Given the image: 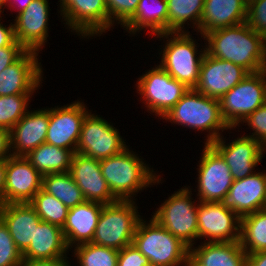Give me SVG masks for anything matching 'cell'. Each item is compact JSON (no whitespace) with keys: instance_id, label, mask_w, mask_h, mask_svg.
<instances>
[{"instance_id":"60d3db41","label":"cell","mask_w":266,"mask_h":266,"mask_svg":"<svg viewBox=\"0 0 266 266\" xmlns=\"http://www.w3.org/2000/svg\"><path fill=\"white\" fill-rule=\"evenodd\" d=\"M26 51L22 45L0 47V73L16 62Z\"/></svg>"},{"instance_id":"ab89813d","label":"cell","mask_w":266,"mask_h":266,"mask_svg":"<svg viewBox=\"0 0 266 266\" xmlns=\"http://www.w3.org/2000/svg\"><path fill=\"white\" fill-rule=\"evenodd\" d=\"M117 266H151L149 260L130 244L119 250Z\"/></svg>"},{"instance_id":"2e32d148","label":"cell","mask_w":266,"mask_h":266,"mask_svg":"<svg viewBox=\"0 0 266 266\" xmlns=\"http://www.w3.org/2000/svg\"><path fill=\"white\" fill-rule=\"evenodd\" d=\"M223 137L213 141L211 145L225 160L234 180L243 179L256 172L255 167L265 157L266 148L259 141L248 136L237 137L231 140V143H226Z\"/></svg>"},{"instance_id":"6da1fadb","label":"cell","mask_w":266,"mask_h":266,"mask_svg":"<svg viewBox=\"0 0 266 266\" xmlns=\"http://www.w3.org/2000/svg\"><path fill=\"white\" fill-rule=\"evenodd\" d=\"M206 53L255 73L266 69V39L246 22L206 33Z\"/></svg>"},{"instance_id":"5bb4252c","label":"cell","mask_w":266,"mask_h":266,"mask_svg":"<svg viewBox=\"0 0 266 266\" xmlns=\"http://www.w3.org/2000/svg\"><path fill=\"white\" fill-rule=\"evenodd\" d=\"M81 101L49 108V124L45 143L76 153L82 123L89 113Z\"/></svg>"},{"instance_id":"c3c4849f","label":"cell","mask_w":266,"mask_h":266,"mask_svg":"<svg viewBox=\"0 0 266 266\" xmlns=\"http://www.w3.org/2000/svg\"><path fill=\"white\" fill-rule=\"evenodd\" d=\"M6 5H7V0H0V14L1 13H4L3 11H2V8L5 6L6 7Z\"/></svg>"},{"instance_id":"ba28073f","label":"cell","mask_w":266,"mask_h":266,"mask_svg":"<svg viewBox=\"0 0 266 266\" xmlns=\"http://www.w3.org/2000/svg\"><path fill=\"white\" fill-rule=\"evenodd\" d=\"M221 115L233 130L266 103V69L249 73L220 100Z\"/></svg>"},{"instance_id":"b9f144b4","label":"cell","mask_w":266,"mask_h":266,"mask_svg":"<svg viewBox=\"0 0 266 266\" xmlns=\"http://www.w3.org/2000/svg\"><path fill=\"white\" fill-rule=\"evenodd\" d=\"M2 17L3 16H1L0 14V47H6L9 45H21L15 39L13 24L10 23L8 27H6V25L4 26L1 22Z\"/></svg>"},{"instance_id":"8fae6325","label":"cell","mask_w":266,"mask_h":266,"mask_svg":"<svg viewBox=\"0 0 266 266\" xmlns=\"http://www.w3.org/2000/svg\"><path fill=\"white\" fill-rule=\"evenodd\" d=\"M197 168V199L200 202H221L234 181L221 154L205 144Z\"/></svg>"},{"instance_id":"7dc6e473","label":"cell","mask_w":266,"mask_h":266,"mask_svg":"<svg viewBox=\"0 0 266 266\" xmlns=\"http://www.w3.org/2000/svg\"><path fill=\"white\" fill-rule=\"evenodd\" d=\"M32 1L33 0H7V7L8 9H13V11L15 8H17V14H19L24 11ZM15 5H17V7Z\"/></svg>"},{"instance_id":"603a6c76","label":"cell","mask_w":266,"mask_h":266,"mask_svg":"<svg viewBox=\"0 0 266 266\" xmlns=\"http://www.w3.org/2000/svg\"><path fill=\"white\" fill-rule=\"evenodd\" d=\"M102 208V203L94 201H85L69 208L66 223L62 228L69 249L92 242Z\"/></svg>"},{"instance_id":"d6986e66","label":"cell","mask_w":266,"mask_h":266,"mask_svg":"<svg viewBox=\"0 0 266 266\" xmlns=\"http://www.w3.org/2000/svg\"><path fill=\"white\" fill-rule=\"evenodd\" d=\"M43 175L25 158H7L5 180V204L30 203L34 195L42 189Z\"/></svg>"},{"instance_id":"4316f807","label":"cell","mask_w":266,"mask_h":266,"mask_svg":"<svg viewBox=\"0 0 266 266\" xmlns=\"http://www.w3.org/2000/svg\"><path fill=\"white\" fill-rule=\"evenodd\" d=\"M67 246L61 227L41 220L35 228L34 238L22 253L23 260H49L68 258Z\"/></svg>"},{"instance_id":"9c48e42d","label":"cell","mask_w":266,"mask_h":266,"mask_svg":"<svg viewBox=\"0 0 266 266\" xmlns=\"http://www.w3.org/2000/svg\"><path fill=\"white\" fill-rule=\"evenodd\" d=\"M143 73L136 83L147 111L163 118L189 90L183 83L174 79L159 64ZM139 91V92H138Z\"/></svg>"},{"instance_id":"d590c367","label":"cell","mask_w":266,"mask_h":266,"mask_svg":"<svg viewBox=\"0 0 266 266\" xmlns=\"http://www.w3.org/2000/svg\"><path fill=\"white\" fill-rule=\"evenodd\" d=\"M22 253L18 250L8 227L0 219V266H20Z\"/></svg>"},{"instance_id":"8992f818","label":"cell","mask_w":266,"mask_h":266,"mask_svg":"<svg viewBox=\"0 0 266 266\" xmlns=\"http://www.w3.org/2000/svg\"><path fill=\"white\" fill-rule=\"evenodd\" d=\"M137 209L134 200H117L103 204L91 243L115 250L132 244L141 219Z\"/></svg>"},{"instance_id":"7402d4cb","label":"cell","mask_w":266,"mask_h":266,"mask_svg":"<svg viewBox=\"0 0 266 266\" xmlns=\"http://www.w3.org/2000/svg\"><path fill=\"white\" fill-rule=\"evenodd\" d=\"M49 124V108L28 111L9 130L12 156H26L46 141Z\"/></svg>"},{"instance_id":"4dcf8cb0","label":"cell","mask_w":266,"mask_h":266,"mask_svg":"<svg viewBox=\"0 0 266 266\" xmlns=\"http://www.w3.org/2000/svg\"><path fill=\"white\" fill-rule=\"evenodd\" d=\"M42 189L72 208L86 201L69 172L46 174L42 177Z\"/></svg>"},{"instance_id":"cb8c5ba5","label":"cell","mask_w":266,"mask_h":266,"mask_svg":"<svg viewBox=\"0 0 266 266\" xmlns=\"http://www.w3.org/2000/svg\"><path fill=\"white\" fill-rule=\"evenodd\" d=\"M0 219L8 227L18 250L23 253L34 238L41 218L30 203H8L0 207Z\"/></svg>"},{"instance_id":"ffe728a7","label":"cell","mask_w":266,"mask_h":266,"mask_svg":"<svg viewBox=\"0 0 266 266\" xmlns=\"http://www.w3.org/2000/svg\"><path fill=\"white\" fill-rule=\"evenodd\" d=\"M221 203L240 218L266 209V172H254L243 179L234 180Z\"/></svg>"},{"instance_id":"8d00e7d4","label":"cell","mask_w":266,"mask_h":266,"mask_svg":"<svg viewBox=\"0 0 266 266\" xmlns=\"http://www.w3.org/2000/svg\"><path fill=\"white\" fill-rule=\"evenodd\" d=\"M139 1L140 0H106L108 9V31H110L109 29L112 28L114 24L123 26L135 14Z\"/></svg>"},{"instance_id":"e575fe53","label":"cell","mask_w":266,"mask_h":266,"mask_svg":"<svg viewBox=\"0 0 266 266\" xmlns=\"http://www.w3.org/2000/svg\"><path fill=\"white\" fill-rule=\"evenodd\" d=\"M32 95L0 96V127L10 130L29 111Z\"/></svg>"},{"instance_id":"44dd1931","label":"cell","mask_w":266,"mask_h":266,"mask_svg":"<svg viewBox=\"0 0 266 266\" xmlns=\"http://www.w3.org/2000/svg\"><path fill=\"white\" fill-rule=\"evenodd\" d=\"M69 173L86 201L109 204L118 199L110 191L100 168V160L74 153Z\"/></svg>"},{"instance_id":"836d02e7","label":"cell","mask_w":266,"mask_h":266,"mask_svg":"<svg viewBox=\"0 0 266 266\" xmlns=\"http://www.w3.org/2000/svg\"><path fill=\"white\" fill-rule=\"evenodd\" d=\"M74 255L79 266H117L119 250L93 243L74 247Z\"/></svg>"},{"instance_id":"52a82bcc","label":"cell","mask_w":266,"mask_h":266,"mask_svg":"<svg viewBox=\"0 0 266 266\" xmlns=\"http://www.w3.org/2000/svg\"><path fill=\"white\" fill-rule=\"evenodd\" d=\"M184 187L161 203L152 218L191 248L198 240V204L195 203L200 201H192L193 189Z\"/></svg>"},{"instance_id":"ee69618b","label":"cell","mask_w":266,"mask_h":266,"mask_svg":"<svg viewBox=\"0 0 266 266\" xmlns=\"http://www.w3.org/2000/svg\"><path fill=\"white\" fill-rule=\"evenodd\" d=\"M11 156L9 130L0 127V160Z\"/></svg>"},{"instance_id":"4fadbf2b","label":"cell","mask_w":266,"mask_h":266,"mask_svg":"<svg viewBox=\"0 0 266 266\" xmlns=\"http://www.w3.org/2000/svg\"><path fill=\"white\" fill-rule=\"evenodd\" d=\"M198 239L204 242H237L241 218L221 202H198Z\"/></svg>"},{"instance_id":"484cf974","label":"cell","mask_w":266,"mask_h":266,"mask_svg":"<svg viewBox=\"0 0 266 266\" xmlns=\"http://www.w3.org/2000/svg\"><path fill=\"white\" fill-rule=\"evenodd\" d=\"M203 243V244H202ZM247 253L237 242H201L190 248L189 266H246Z\"/></svg>"},{"instance_id":"f6af8a7d","label":"cell","mask_w":266,"mask_h":266,"mask_svg":"<svg viewBox=\"0 0 266 266\" xmlns=\"http://www.w3.org/2000/svg\"><path fill=\"white\" fill-rule=\"evenodd\" d=\"M246 266H266V251L247 254Z\"/></svg>"},{"instance_id":"1f68e13d","label":"cell","mask_w":266,"mask_h":266,"mask_svg":"<svg viewBox=\"0 0 266 266\" xmlns=\"http://www.w3.org/2000/svg\"><path fill=\"white\" fill-rule=\"evenodd\" d=\"M239 241L247 254L266 251V209L241 218Z\"/></svg>"},{"instance_id":"d4e9b609","label":"cell","mask_w":266,"mask_h":266,"mask_svg":"<svg viewBox=\"0 0 266 266\" xmlns=\"http://www.w3.org/2000/svg\"><path fill=\"white\" fill-rule=\"evenodd\" d=\"M247 0H205L197 33L201 38L213 30L245 23Z\"/></svg>"},{"instance_id":"277c9868","label":"cell","mask_w":266,"mask_h":266,"mask_svg":"<svg viewBox=\"0 0 266 266\" xmlns=\"http://www.w3.org/2000/svg\"><path fill=\"white\" fill-rule=\"evenodd\" d=\"M155 38L167 39L165 46L162 47L164 49H161L159 53L162 55L159 58L161 59L159 65L188 89H194L199 81L200 68L206 48L203 50L201 48L199 51L200 45L192 39L193 37L188 30L186 32H165L156 35Z\"/></svg>"},{"instance_id":"7bdbcfd3","label":"cell","mask_w":266,"mask_h":266,"mask_svg":"<svg viewBox=\"0 0 266 266\" xmlns=\"http://www.w3.org/2000/svg\"><path fill=\"white\" fill-rule=\"evenodd\" d=\"M20 266H71L67 258L49 260H23Z\"/></svg>"},{"instance_id":"f1b7e54d","label":"cell","mask_w":266,"mask_h":266,"mask_svg":"<svg viewBox=\"0 0 266 266\" xmlns=\"http://www.w3.org/2000/svg\"><path fill=\"white\" fill-rule=\"evenodd\" d=\"M73 155L72 150L43 143L30 151L25 158L44 176L69 172Z\"/></svg>"},{"instance_id":"3957f363","label":"cell","mask_w":266,"mask_h":266,"mask_svg":"<svg viewBox=\"0 0 266 266\" xmlns=\"http://www.w3.org/2000/svg\"><path fill=\"white\" fill-rule=\"evenodd\" d=\"M162 119L198 132L207 131L205 144L219 139L224 130H231L221 115L219 99L205 96L195 89H189Z\"/></svg>"},{"instance_id":"ac0fdd59","label":"cell","mask_w":266,"mask_h":266,"mask_svg":"<svg viewBox=\"0 0 266 266\" xmlns=\"http://www.w3.org/2000/svg\"><path fill=\"white\" fill-rule=\"evenodd\" d=\"M49 4L48 0H33L24 11L15 16V39L27 51L39 53L47 43Z\"/></svg>"},{"instance_id":"5b68a950","label":"cell","mask_w":266,"mask_h":266,"mask_svg":"<svg viewBox=\"0 0 266 266\" xmlns=\"http://www.w3.org/2000/svg\"><path fill=\"white\" fill-rule=\"evenodd\" d=\"M132 244L151 266H189L190 248L153 218L139 220Z\"/></svg>"},{"instance_id":"30bf717a","label":"cell","mask_w":266,"mask_h":266,"mask_svg":"<svg viewBox=\"0 0 266 266\" xmlns=\"http://www.w3.org/2000/svg\"><path fill=\"white\" fill-rule=\"evenodd\" d=\"M113 123L90 111L82 123L76 152L102 160L121 153L128 146Z\"/></svg>"},{"instance_id":"f546056e","label":"cell","mask_w":266,"mask_h":266,"mask_svg":"<svg viewBox=\"0 0 266 266\" xmlns=\"http://www.w3.org/2000/svg\"><path fill=\"white\" fill-rule=\"evenodd\" d=\"M168 9V32H186V22L200 29V19L205 0H166ZM185 24V25H184Z\"/></svg>"},{"instance_id":"7c38bea8","label":"cell","mask_w":266,"mask_h":266,"mask_svg":"<svg viewBox=\"0 0 266 266\" xmlns=\"http://www.w3.org/2000/svg\"><path fill=\"white\" fill-rule=\"evenodd\" d=\"M60 15L67 29L81 38L101 36L108 32L106 0H59ZM69 27V28H68ZM99 34V35H98Z\"/></svg>"},{"instance_id":"9a60e30c","label":"cell","mask_w":266,"mask_h":266,"mask_svg":"<svg viewBox=\"0 0 266 266\" xmlns=\"http://www.w3.org/2000/svg\"><path fill=\"white\" fill-rule=\"evenodd\" d=\"M248 74L249 72L240 65L211 57L205 53L199 81L194 89L205 96L220 100Z\"/></svg>"},{"instance_id":"d6a6232c","label":"cell","mask_w":266,"mask_h":266,"mask_svg":"<svg viewBox=\"0 0 266 266\" xmlns=\"http://www.w3.org/2000/svg\"><path fill=\"white\" fill-rule=\"evenodd\" d=\"M30 204L44 222H49L61 228L65 225L69 208L43 189L34 195Z\"/></svg>"},{"instance_id":"74e56055","label":"cell","mask_w":266,"mask_h":266,"mask_svg":"<svg viewBox=\"0 0 266 266\" xmlns=\"http://www.w3.org/2000/svg\"><path fill=\"white\" fill-rule=\"evenodd\" d=\"M246 23L266 39V0H247Z\"/></svg>"},{"instance_id":"7a4b0ae2","label":"cell","mask_w":266,"mask_h":266,"mask_svg":"<svg viewBox=\"0 0 266 266\" xmlns=\"http://www.w3.org/2000/svg\"><path fill=\"white\" fill-rule=\"evenodd\" d=\"M137 155L127 147L121 153L100 160L102 175L118 200H133L149 185L162 183L161 176Z\"/></svg>"},{"instance_id":"e0dca14e","label":"cell","mask_w":266,"mask_h":266,"mask_svg":"<svg viewBox=\"0 0 266 266\" xmlns=\"http://www.w3.org/2000/svg\"><path fill=\"white\" fill-rule=\"evenodd\" d=\"M38 52L26 51L0 73V96L33 95L43 81Z\"/></svg>"},{"instance_id":"f35d334b","label":"cell","mask_w":266,"mask_h":266,"mask_svg":"<svg viewBox=\"0 0 266 266\" xmlns=\"http://www.w3.org/2000/svg\"><path fill=\"white\" fill-rule=\"evenodd\" d=\"M248 125L254 132L245 135L256 139L266 148V103L248 115L239 125Z\"/></svg>"},{"instance_id":"83f0119b","label":"cell","mask_w":266,"mask_h":266,"mask_svg":"<svg viewBox=\"0 0 266 266\" xmlns=\"http://www.w3.org/2000/svg\"><path fill=\"white\" fill-rule=\"evenodd\" d=\"M121 27L133 36L145 28L152 36L168 32L167 1L140 0L135 14Z\"/></svg>"},{"instance_id":"bcb514c9","label":"cell","mask_w":266,"mask_h":266,"mask_svg":"<svg viewBox=\"0 0 266 266\" xmlns=\"http://www.w3.org/2000/svg\"><path fill=\"white\" fill-rule=\"evenodd\" d=\"M7 159L0 160V207L5 204V180Z\"/></svg>"}]
</instances>
